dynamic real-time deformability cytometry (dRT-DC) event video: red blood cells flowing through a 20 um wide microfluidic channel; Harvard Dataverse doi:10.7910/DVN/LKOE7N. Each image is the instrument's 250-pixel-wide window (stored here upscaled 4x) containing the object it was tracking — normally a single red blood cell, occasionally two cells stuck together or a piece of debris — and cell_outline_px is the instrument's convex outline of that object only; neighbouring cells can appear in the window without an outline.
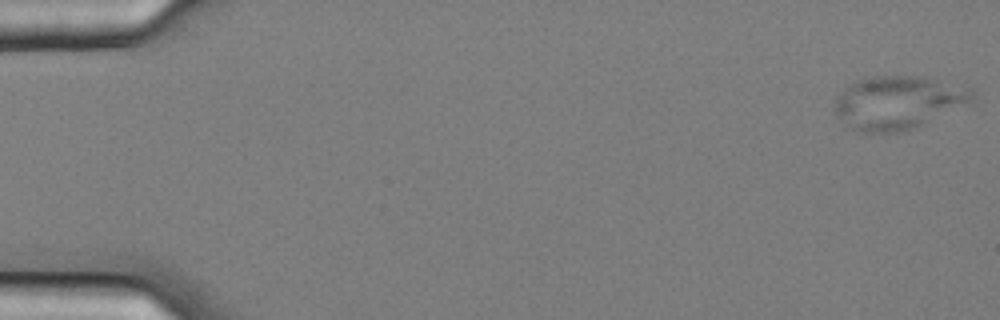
{"species": "common noctule bat (a hibernating species)", "species_latin": "Nyctalus noctula", "temperature_condition": "cold", "stored_images_in_passage": 57, "camera_frame_rate_fps": 3000, "um_per_image_px": 0.085, "animal": {"sex": "female", "body_mass_g": 25.1}, "frame": {"image": 1, "passage_image": 1, "time_ms": 0.0, "image_size_px": [1000, 320], "cell_outline_px": [[972, 92], [968, 100], [912, 128], [900, 132], [860, 132], [852, 128], [836, 112], [836, 96], [844, 84], [864, 76], [928, 76], [972, 88]], "centroid_in_image_um": [76.21, 8.65], "position_along_channel_um": 8.8, "area_um2": 41.73}}
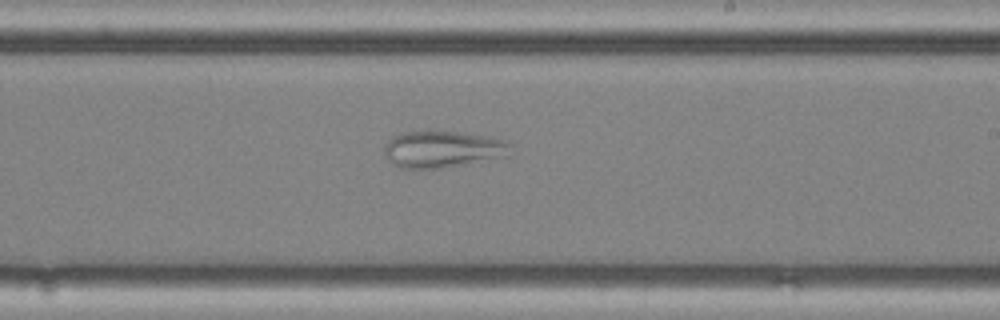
{"frame": {"image": 2, "passage_image": 34, "time_ms": 11.0, "image_size_px": [1000, 320], "cell_outline_px": [[512, 144], [508, 156], [468, 164], [444, 168], [400, 168], [392, 164], [384, 156], [384, 144], [392, 136], [400, 132], [428, 128], [484, 136], [504, 140]], "centroid_in_image_um": [37.56, 12.66], "position_along_channel_um": 251.4, "area_um2": 27.92}}
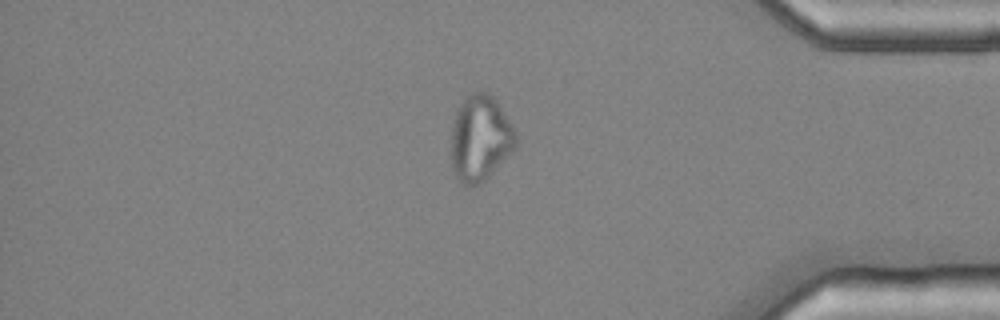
{"frame": {"image": 3, "passage_image": 48, "time_ms": 15.667, "image_size_px": [1000, 320], "cell_outline_px": [[520, 144], [480, 184], [468, 188], [460, 184], [452, 168], [452, 124], [456, 112], [460, 104], [472, 92], [488, 92], [496, 100], [516, 132]], "centroid_in_image_um": [40.83, 11.79], "position_along_channel_um": 394.4, "area_um2": 32.48}}